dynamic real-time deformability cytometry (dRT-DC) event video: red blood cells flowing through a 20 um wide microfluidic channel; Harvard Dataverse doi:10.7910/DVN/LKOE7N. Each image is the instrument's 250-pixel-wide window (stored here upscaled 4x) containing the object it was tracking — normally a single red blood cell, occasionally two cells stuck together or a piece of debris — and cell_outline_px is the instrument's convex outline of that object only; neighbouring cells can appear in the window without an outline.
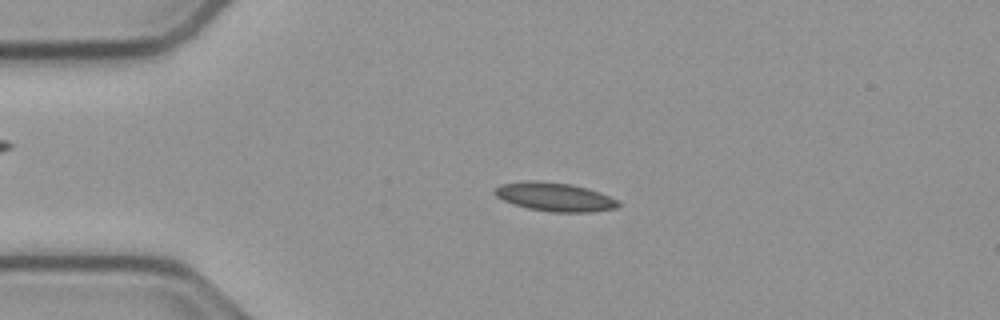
{"species": "common noctule bat (a hibernating species)", "species_latin": "Nyctalus noctula", "temperature_condition": "cold", "stored_images_in_passage": 54, "camera_frame_rate_fps": 3000, "um_per_image_px": 0.085, "animal": {"sex": "male", "body_mass_g": 23.1, "forearm_length_mm": 52.7}, "frame": {"image": 1, "passage_image": 12, "time_ms": 3.667, "image_size_px": [1000, 320], "cell_outline_px": [[620, 204], [616, 208], [592, 212], [552, 212], [528, 208], [504, 200], [496, 196], [492, 192], [500, 184], [524, 180], [540, 180], [572, 184], [588, 188], [600, 192], [616, 200]], "centroid_in_image_um": [47.13, 16.72], "position_along_channel_um": 37.9, "area_um2": 20.69}}
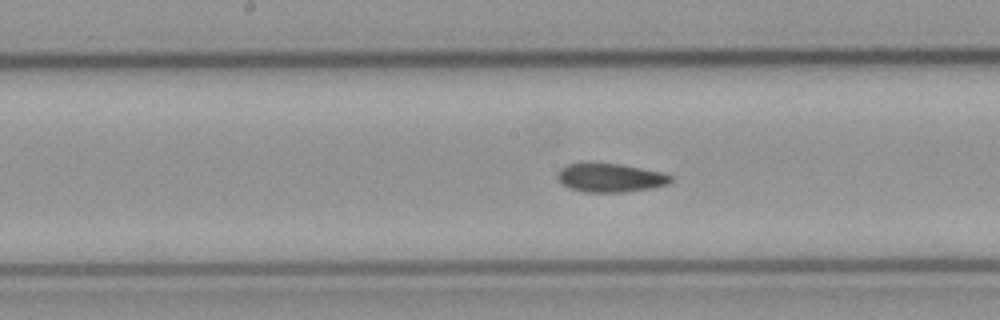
{"frame": {"image": 2, "passage_image": 27, "time_ms": 8.667, "image_size_px": [1000, 320], "cell_outline_px": [[672, 180], [668, 184], [648, 188], [624, 192], [584, 192], [568, 188], [556, 176], [560, 168], [568, 164], [620, 164], [664, 172], [672, 176]], "centroid_in_image_um": [51.89, 15.11], "position_along_channel_um": 196.3, "area_um2": 18.67}}
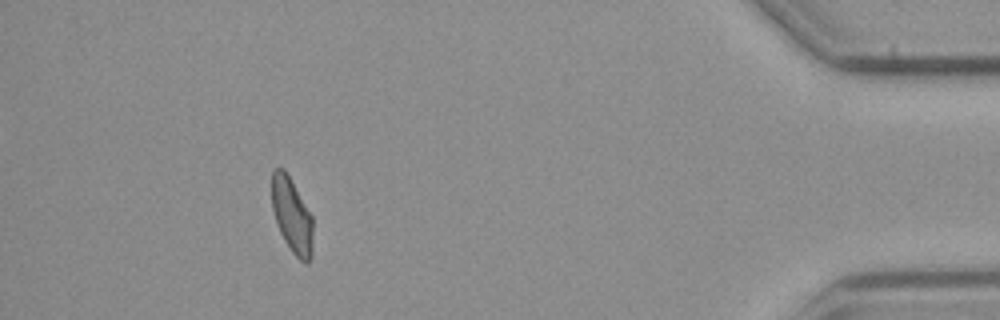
{"frame": {"image": 3, "passage_image": 49, "time_ms": 16.0, "image_size_px": [1000, 320], "cell_outline_px": [[312, 256], [308, 264], [304, 264], [292, 252], [284, 240], [280, 232], [272, 208], [272, 172], [276, 168], [284, 168], [312, 216]], "centroid_in_image_um": [24.82, 18.35], "position_along_channel_um": 410.4, "area_um2": 17.8}, "authors_computed_cell_mechanics": {"area_um2": 18.7272, "velocity_mm_per_s": 3.7752, "shape_relaxation_time_tau1_ms": 6.2709, "shape_relaxation_time_tau2_ms": 1.8131, "deformation_change_tau1": 0.1641, "deformation_change_tau2": 0.0758}}